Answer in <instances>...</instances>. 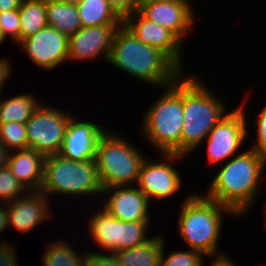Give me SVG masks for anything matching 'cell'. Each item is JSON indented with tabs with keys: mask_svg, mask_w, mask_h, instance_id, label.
Segmentation results:
<instances>
[{
	"mask_svg": "<svg viewBox=\"0 0 266 266\" xmlns=\"http://www.w3.org/2000/svg\"><path fill=\"white\" fill-rule=\"evenodd\" d=\"M163 162L151 161L145 158L135 186L148 197V199H166L181 189V176L172 164L184 155L176 153H161ZM164 156V157H163ZM166 158V159H165ZM173 166V167H172Z\"/></svg>",
	"mask_w": 266,
	"mask_h": 266,
	"instance_id": "30bf717a",
	"label": "cell"
},
{
	"mask_svg": "<svg viewBox=\"0 0 266 266\" xmlns=\"http://www.w3.org/2000/svg\"><path fill=\"white\" fill-rule=\"evenodd\" d=\"M11 65L5 58L0 59V91L5 81L10 77Z\"/></svg>",
	"mask_w": 266,
	"mask_h": 266,
	"instance_id": "e575fe53",
	"label": "cell"
},
{
	"mask_svg": "<svg viewBox=\"0 0 266 266\" xmlns=\"http://www.w3.org/2000/svg\"><path fill=\"white\" fill-rule=\"evenodd\" d=\"M76 6L83 27L123 24L108 0H80Z\"/></svg>",
	"mask_w": 266,
	"mask_h": 266,
	"instance_id": "7402d4cb",
	"label": "cell"
},
{
	"mask_svg": "<svg viewBox=\"0 0 266 266\" xmlns=\"http://www.w3.org/2000/svg\"><path fill=\"white\" fill-rule=\"evenodd\" d=\"M0 142L10 151L28 149L26 124L0 123Z\"/></svg>",
	"mask_w": 266,
	"mask_h": 266,
	"instance_id": "4316f807",
	"label": "cell"
},
{
	"mask_svg": "<svg viewBox=\"0 0 266 266\" xmlns=\"http://www.w3.org/2000/svg\"><path fill=\"white\" fill-rule=\"evenodd\" d=\"M165 242L163 240V247L160 256V266H202L203 255L195 250L173 251L169 253L167 258L164 254ZM165 257V258H164Z\"/></svg>",
	"mask_w": 266,
	"mask_h": 266,
	"instance_id": "f1b7e54d",
	"label": "cell"
},
{
	"mask_svg": "<svg viewBox=\"0 0 266 266\" xmlns=\"http://www.w3.org/2000/svg\"><path fill=\"white\" fill-rule=\"evenodd\" d=\"M5 39H6V37H5V35L3 33V30H2V28L0 26V45Z\"/></svg>",
	"mask_w": 266,
	"mask_h": 266,
	"instance_id": "60d3db41",
	"label": "cell"
},
{
	"mask_svg": "<svg viewBox=\"0 0 266 266\" xmlns=\"http://www.w3.org/2000/svg\"><path fill=\"white\" fill-rule=\"evenodd\" d=\"M183 74V129L181 155L195 150L225 116V103L218 100L198 78Z\"/></svg>",
	"mask_w": 266,
	"mask_h": 266,
	"instance_id": "277c9868",
	"label": "cell"
},
{
	"mask_svg": "<svg viewBox=\"0 0 266 266\" xmlns=\"http://www.w3.org/2000/svg\"><path fill=\"white\" fill-rule=\"evenodd\" d=\"M0 26L5 37L10 36L11 41L20 43V17L19 10H9L0 12Z\"/></svg>",
	"mask_w": 266,
	"mask_h": 266,
	"instance_id": "f546056e",
	"label": "cell"
},
{
	"mask_svg": "<svg viewBox=\"0 0 266 266\" xmlns=\"http://www.w3.org/2000/svg\"><path fill=\"white\" fill-rule=\"evenodd\" d=\"M123 24L139 41L164 52L181 70L184 45L171 31L144 17L138 10L129 15Z\"/></svg>",
	"mask_w": 266,
	"mask_h": 266,
	"instance_id": "4fadbf2b",
	"label": "cell"
},
{
	"mask_svg": "<svg viewBox=\"0 0 266 266\" xmlns=\"http://www.w3.org/2000/svg\"><path fill=\"white\" fill-rule=\"evenodd\" d=\"M108 63L161 88L171 85L184 72L160 49L139 41L124 24L115 31Z\"/></svg>",
	"mask_w": 266,
	"mask_h": 266,
	"instance_id": "6da1fadb",
	"label": "cell"
},
{
	"mask_svg": "<svg viewBox=\"0 0 266 266\" xmlns=\"http://www.w3.org/2000/svg\"><path fill=\"white\" fill-rule=\"evenodd\" d=\"M15 249L9 243L0 244V266H18Z\"/></svg>",
	"mask_w": 266,
	"mask_h": 266,
	"instance_id": "836d02e7",
	"label": "cell"
},
{
	"mask_svg": "<svg viewBox=\"0 0 266 266\" xmlns=\"http://www.w3.org/2000/svg\"><path fill=\"white\" fill-rule=\"evenodd\" d=\"M106 131L94 122L71 117L58 154L73 161L95 160L98 142Z\"/></svg>",
	"mask_w": 266,
	"mask_h": 266,
	"instance_id": "9a60e30c",
	"label": "cell"
},
{
	"mask_svg": "<svg viewBox=\"0 0 266 266\" xmlns=\"http://www.w3.org/2000/svg\"><path fill=\"white\" fill-rule=\"evenodd\" d=\"M121 25H100L82 27L69 36L68 60H93L102 57L108 62L112 40L117 28Z\"/></svg>",
	"mask_w": 266,
	"mask_h": 266,
	"instance_id": "5bb4252c",
	"label": "cell"
},
{
	"mask_svg": "<svg viewBox=\"0 0 266 266\" xmlns=\"http://www.w3.org/2000/svg\"><path fill=\"white\" fill-rule=\"evenodd\" d=\"M88 227L91 238H94L104 251V249L111 254L118 252V233H119V219L112 216L104 208L98 210L91 220L89 219Z\"/></svg>",
	"mask_w": 266,
	"mask_h": 266,
	"instance_id": "d6986e66",
	"label": "cell"
},
{
	"mask_svg": "<svg viewBox=\"0 0 266 266\" xmlns=\"http://www.w3.org/2000/svg\"><path fill=\"white\" fill-rule=\"evenodd\" d=\"M35 98L29 93L0 99V123H26L41 104Z\"/></svg>",
	"mask_w": 266,
	"mask_h": 266,
	"instance_id": "603a6c76",
	"label": "cell"
},
{
	"mask_svg": "<svg viewBox=\"0 0 266 266\" xmlns=\"http://www.w3.org/2000/svg\"><path fill=\"white\" fill-rule=\"evenodd\" d=\"M58 1L76 5L80 0H58Z\"/></svg>",
	"mask_w": 266,
	"mask_h": 266,
	"instance_id": "ab89813d",
	"label": "cell"
},
{
	"mask_svg": "<svg viewBox=\"0 0 266 266\" xmlns=\"http://www.w3.org/2000/svg\"><path fill=\"white\" fill-rule=\"evenodd\" d=\"M223 214L237 217L230 208L204 194L187 196L178 215V230L190 250L211 258L218 254L216 248L222 230Z\"/></svg>",
	"mask_w": 266,
	"mask_h": 266,
	"instance_id": "3957f363",
	"label": "cell"
},
{
	"mask_svg": "<svg viewBox=\"0 0 266 266\" xmlns=\"http://www.w3.org/2000/svg\"><path fill=\"white\" fill-rule=\"evenodd\" d=\"M72 115L40 104L27 120L28 148L45 156L59 153Z\"/></svg>",
	"mask_w": 266,
	"mask_h": 266,
	"instance_id": "ba28073f",
	"label": "cell"
},
{
	"mask_svg": "<svg viewBox=\"0 0 266 266\" xmlns=\"http://www.w3.org/2000/svg\"><path fill=\"white\" fill-rule=\"evenodd\" d=\"M265 166L257 151H244L221 168L204 195L241 216L255 203Z\"/></svg>",
	"mask_w": 266,
	"mask_h": 266,
	"instance_id": "7a4b0ae2",
	"label": "cell"
},
{
	"mask_svg": "<svg viewBox=\"0 0 266 266\" xmlns=\"http://www.w3.org/2000/svg\"><path fill=\"white\" fill-rule=\"evenodd\" d=\"M163 95L150 105L143 117L144 138L160 153L181 155L183 129V74L165 87Z\"/></svg>",
	"mask_w": 266,
	"mask_h": 266,
	"instance_id": "5b68a950",
	"label": "cell"
},
{
	"mask_svg": "<svg viewBox=\"0 0 266 266\" xmlns=\"http://www.w3.org/2000/svg\"><path fill=\"white\" fill-rule=\"evenodd\" d=\"M46 17L48 26L57 29L68 37L83 27L75 4L46 0Z\"/></svg>",
	"mask_w": 266,
	"mask_h": 266,
	"instance_id": "ffe728a7",
	"label": "cell"
},
{
	"mask_svg": "<svg viewBox=\"0 0 266 266\" xmlns=\"http://www.w3.org/2000/svg\"><path fill=\"white\" fill-rule=\"evenodd\" d=\"M242 107L243 105L227 112L207 135L206 151L210 164L229 160L243 146V143L247 142L245 140L248 138L249 131L246 128V113Z\"/></svg>",
	"mask_w": 266,
	"mask_h": 266,
	"instance_id": "9c48e42d",
	"label": "cell"
},
{
	"mask_svg": "<svg viewBox=\"0 0 266 266\" xmlns=\"http://www.w3.org/2000/svg\"><path fill=\"white\" fill-rule=\"evenodd\" d=\"M225 255L226 254H224L222 252L214 255L215 259L212 262L211 266H236L235 263L232 262L231 259H229V257H226Z\"/></svg>",
	"mask_w": 266,
	"mask_h": 266,
	"instance_id": "74e56055",
	"label": "cell"
},
{
	"mask_svg": "<svg viewBox=\"0 0 266 266\" xmlns=\"http://www.w3.org/2000/svg\"><path fill=\"white\" fill-rule=\"evenodd\" d=\"M8 227L9 226H8L7 203H3L2 202V204L0 205V233H2L3 231H5V229H7Z\"/></svg>",
	"mask_w": 266,
	"mask_h": 266,
	"instance_id": "8d00e7d4",
	"label": "cell"
},
{
	"mask_svg": "<svg viewBox=\"0 0 266 266\" xmlns=\"http://www.w3.org/2000/svg\"><path fill=\"white\" fill-rule=\"evenodd\" d=\"M10 151L0 142V169L7 166Z\"/></svg>",
	"mask_w": 266,
	"mask_h": 266,
	"instance_id": "f35d334b",
	"label": "cell"
},
{
	"mask_svg": "<svg viewBox=\"0 0 266 266\" xmlns=\"http://www.w3.org/2000/svg\"><path fill=\"white\" fill-rule=\"evenodd\" d=\"M189 1L140 2L138 11L147 19L171 31L183 43L195 22V11Z\"/></svg>",
	"mask_w": 266,
	"mask_h": 266,
	"instance_id": "7c38bea8",
	"label": "cell"
},
{
	"mask_svg": "<svg viewBox=\"0 0 266 266\" xmlns=\"http://www.w3.org/2000/svg\"><path fill=\"white\" fill-rule=\"evenodd\" d=\"M20 42L48 26L46 0H23L19 7Z\"/></svg>",
	"mask_w": 266,
	"mask_h": 266,
	"instance_id": "cb8c5ba5",
	"label": "cell"
},
{
	"mask_svg": "<svg viewBox=\"0 0 266 266\" xmlns=\"http://www.w3.org/2000/svg\"><path fill=\"white\" fill-rule=\"evenodd\" d=\"M86 266H122L115 254L101 252H89Z\"/></svg>",
	"mask_w": 266,
	"mask_h": 266,
	"instance_id": "d6a6232c",
	"label": "cell"
},
{
	"mask_svg": "<svg viewBox=\"0 0 266 266\" xmlns=\"http://www.w3.org/2000/svg\"><path fill=\"white\" fill-rule=\"evenodd\" d=\"M150 221L123 222L119 220L118 252L127 250L145 243Z\"/></svg>",
	"mask_w": 266,
	"mask_h": 266,
	"instance_id": "484cf974",
	"label": "cell"
},
{
	"mask_svg": "<svg viewBox=\"0 0 266 266\" xmlns=\"http://www.w3.org/2000/svg\"><path fill=\"white\" fill-rule=\"evenodd\" d=\"M95 160L73 161L60 154L47 155L44 162V178L40 191L48 194L86 196L102 194Z\"/></svg>",
	"mask_w": 266,
	"mask_h": 266,
	"instance_id": "8992f818",
	"label": "cell"
},
{
	"mask_svg": "<svg viewBox=\"0 0 266 266\" xmlns=\"http://www.w3.org/2000/svg\"><path fill=\"white\" fill-rule=\"evenodd\" d=\"M23 0H0V12L19 9Z\"/></svg>",
	"mask_w": 266,
	"mask_h": 266,
	"instance_id": "d590c367",
	"label": "cell"
},
{
	"mask_svg": "<svg viewBox=\"0 0 266 266\" xmlns=\"http://www.w3.org/2000/svg\"><path fill=\"white\" fill-rule=\"evenodd\" d=\"M41 191H28L20 198L7 203L8 226L26 233L50 218L49 201ZM48 201V202H47Z\"/></svg>",
	"mask_w": 266,
	"mask_h": 266,
	"instance_id": "e0dca14e",
	"label": "cell"
},
{
	"mask_svg": "<svg viewBox=\"0 0 266 266\" xmlns=\"http://www.w3.org/2000/svg\"><path fill=\"white\" fill-rule=\"evenodd\" d=\"M102 193L111 194L102 206L115 218L123 222L149 221V199L138 187L114 186L103 189Z\"/></svg>",
	"mask_w": 266,
	"mask_h": 266,
	"instance_id": "2e32d148",
	"label": "cell"
},
{
	"mask_svg": "<svg viewBox=\"0 0 266 266\" xmlns=\"http://www.w3.org/2000/svg\"><path fill=\"white\" fill-rule=\"evenodd\" d=\"M257 137L252 149L257 151L261 156L266 159V105L261 110L259 117L257 118Z\"/></svg>",
	"mask_w": 266,
	"mask_h": 266,
	"instance_id": "4dcf8cb0",
	"label": "cell"
},
{
	"mask_svg": "<svg viewBox=\"0 0 266 266\" xmlns=\"http://www.w3.org/2000/svg\"><path fill=\"white\" fill-rule=\"evenodd\" d=\"M64 241L58 240L48 245L42 256L43 266H86L88 253L77 255L76 251Z\"/></svg>",
	"mask_w": 266,
	"mask_h": 266,
	"instance_id": "d4e9b609",
	"label": "cell"
},
{
	"mask_svg": "<svg viewBox=\"0 0 266 266\" xmlns=\"http://www.w3.org/2000/svg\"><path fill=\"white\" fill-rule=\"evenodd\" d=\"M265 219H266V206H265ZM265 227H266V220H265Z\"/></svg>",
	"mask_w": 266,
	"mask_h": 266,
	"instance_id": "7bdbcfd3",
	"label": "cell"
},
{
	"mask_svg": "<svg viewBox=\"0 0 266 266\" xmlns=\"http://www.w3.org/2000/svg\"><path fill=\"white\" fill-rule=\"evenodd\" d=\"M107 131L96 150V166L103 189L137 183L141 165L146 157L132 143Z\"/></svg>",
	"mask_w": 266,
	"mask_h": 266,
	"instance_id": "52a82bcc",
	"label": "cell"
},
{
	"mask_svg": "<svg viewBox=\"0 0 266 266\" xmlns=\"http://www.w3.org/2000/svg\"><path fill=\"white\" fill-rule=\"evenodd\" d=\"M28 192L7 166L0 169V202L8 203ZM23 193V194H22Z\"/></svg>",
	"mask_w": 266,
	"mask_h": 266,
	"instance_id": "83f0119b",
	"label": "cell"
},
{
	"mask_svg": "<svg viewBox=\"0 0 266 266\" xmlns=\"http://www.w3.org/2000/svg\"><path fill=\"white\" fill-rule=\"evenodd\" d=\"M172 1V0H139V2Z\"/></svg>",
	"mask_w": 266,
	"mask_h": 266,
	"instance_id": "b9f144b4",
	"label": "cell"
},
{
	"mask_svg": "<svg viewBox=\"0 0 266 266\" xmlns=\"http://www.w3.org/2000/svg\"><path fill=\"white\" fill-rule=\"evenodd\" d=\"M163 238L154 236L136 247L114 253L122 266H160Z\"/></svg>",
	"mask_w": 266,
	"mask_h": 266,
	"instance_id": "44dd1931",
	"label": "cell"
},
{
	"mask_svg": "<svg viewBox=\"0 0 266 266\" xmlns=\"http://www.w3.org/2000/svg\"><path fill=\"white\" fill-rule=\"evenodd\" d=\"M46 156L34 149L9 153L7 167L27 191H40Z\"/></svg>",
	"mask_w": 266,
	"mask_h": 266,
	"instance_id": "ac0fdd59",
	"label": "cell"
},
{
	"mask_svg": "<svg viewBox=\"0 0 266 266\" xmlns=\"http://www.w3.org/2000/svg\"><path fill=\"white\" fill-rule=\"evenodd\" d=\"M69 37L47 26L20 42L30 59L39 67L53 70L68 61Z\"/></svg>",
	"mask_w": 266,
	"mask_h": 266,
	"instance_id": "8fae6325",
	"label": "cell"
},
{
	"mask_svg": "<svg viewBox=\"0 0 266 266\" xmlns=\"http://www.w3.org/2000/svg\"><path fill=\"white\" fill-rule=\"evenodd\" d=\"M110 7L124 21L139 9V0H108Z\"/></svg>",
	"mask_w": 266,
	"mask_h": 266,
	"instance_id": "1f68e13d",
	"label": "cell"
}]
</instances>
